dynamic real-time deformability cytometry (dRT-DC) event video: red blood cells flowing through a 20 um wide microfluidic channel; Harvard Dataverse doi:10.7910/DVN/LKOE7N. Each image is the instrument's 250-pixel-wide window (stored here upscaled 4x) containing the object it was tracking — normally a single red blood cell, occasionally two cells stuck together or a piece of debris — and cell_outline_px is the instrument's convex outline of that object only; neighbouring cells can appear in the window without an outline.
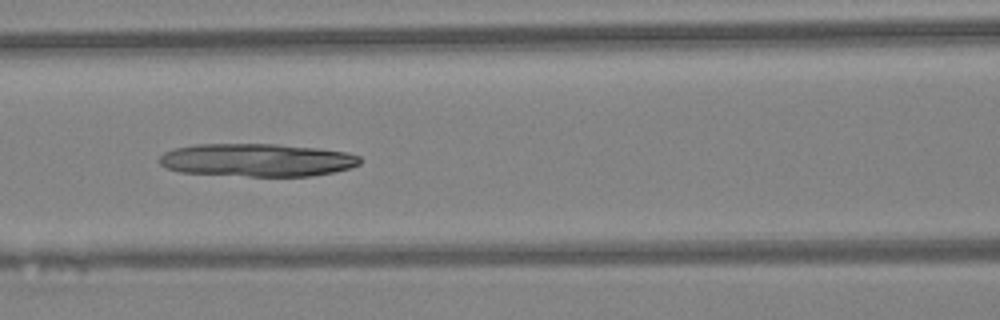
{"species": "Egyptian fruit bat (a non-hibernating species)", "species_latin": "Rousettus aegyptiacus", "temperature_condition": "warm", "stored_images_in_passage": 46, "camera_frame_rate_fps": 3000, "um_per_image_px": 0.085, "animal": {"sex": "female"}, "frame": {"image": 1, "passage_image": 20, "time_ms": 6.333, "image_size_px": [1000, 320], "cell_outline_px": [[360, 164], [352, 168], [312, 176], [248, 176], [180, 172], [168, 168], [160, 164], [156, 160], [164, 152], [172, 148], [196, 144], [276, 144], [316, 148], [348, 152], [360, 156]], "centroid_in_image_um": [21.83, 13.6], "position_along_channel_um": 144.8, "area_um2": 38.73}}
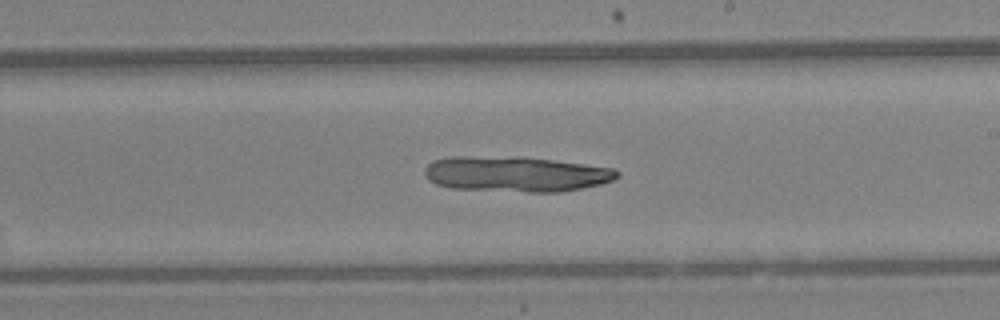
{"frame": {"image": 2, "passage_image": 27, "time_ms": 8.667, "image_size_px": [1000, 320], "cell_outline_px": [[620, 176], [612, 180], [600, 184], [560, 192], [528, 192], [452, 188], [436, 184], [428, 180], [424, 176], [424, 168], [432, 160], [452, 156], [520, 156], [584, 164], [612, 168], [620, 172]], "centroid_in_image_um": [43.8, 14.78], "position_along_channel_um": 245.2, "area_um2": 39.94}}
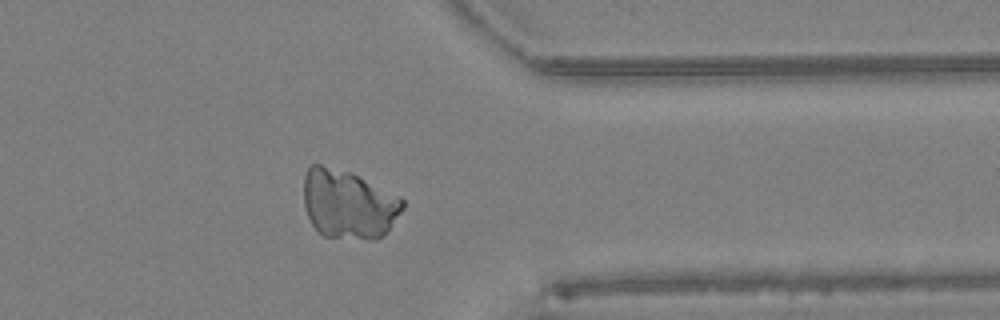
{"frame": {"image": 3, "passage_image": 37, "time_ms": 12.0, "image_size_px": [1000, 320], "cell_outline_px": [[404, 208], [384, 236], [376, 240], [364, 240], [324, 236], [312, 224], [308, 216], [304, 204], [304, 176], [308, 168], [312, 164], [320, 164], [348, 172], [400, 196], [404, 200]], "centroid_in_image_um": [29.63, 17.38], "position_along_channel_um": 381.8, "area_um2": 39.71}}